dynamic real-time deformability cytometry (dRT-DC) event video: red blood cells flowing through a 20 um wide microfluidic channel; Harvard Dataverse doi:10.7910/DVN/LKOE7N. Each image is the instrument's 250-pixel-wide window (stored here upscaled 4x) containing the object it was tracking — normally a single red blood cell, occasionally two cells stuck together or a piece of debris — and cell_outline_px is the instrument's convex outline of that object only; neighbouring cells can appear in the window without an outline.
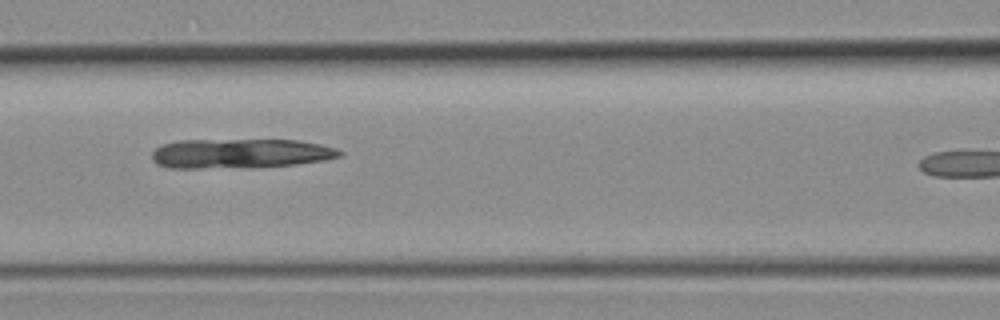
{"species": "common noctule bat (a hibernating species)", "species_latin": "Nyctalus noctula", "temperature_condition": "room temperature", "stored_images_in_passage": 10, "camera_frame_rate_fps": 3000, "um_per_image_px": 0.085, "animal": {"sex": "female", "body_mass_g": 19.3, "forearm_length_mm": 54.1}, "frame": {"image": 1, "passage_image": 7, "time_ms": 2.0, "image_size_px": [1000, 320], "cell_outline_px": [[344, 152], [340, 156], [324, 160], [296, 164], [252, 168], [172, 168], [156, 164], [152, 160], [152, 152], [160, 144], [176, 140], [296, 140], [320, 144], [336, 148]], "centroid_in_image_um": [20.39, 13.05], "position_along_channel_um": 146.2, "area_um2": 32.71}}